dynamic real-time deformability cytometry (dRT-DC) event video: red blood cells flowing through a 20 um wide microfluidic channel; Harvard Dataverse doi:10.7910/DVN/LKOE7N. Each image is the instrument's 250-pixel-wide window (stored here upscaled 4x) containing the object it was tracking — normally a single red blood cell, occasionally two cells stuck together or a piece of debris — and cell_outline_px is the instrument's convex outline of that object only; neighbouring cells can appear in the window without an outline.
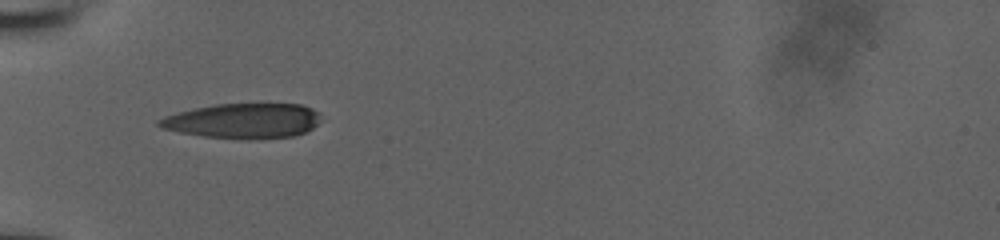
{"species": "human", "species_latin": "Homo sapiens", "temperature_condition": "room temperature", "stored_images_in_passage": 27, "camera_frame_rate_fps": 3000, "um_per_image_px": 0.085, "donor": {"sex": "male"}, "frame": {"image": 1, "passage_image": 1, "time_ms": 0.0, "image_size_px": [1000, 240], "cell_outline_px": [[320, 112], [316, 124], [308, 132], [292, 136], [204, 136], [180, 132], [164, 128], [156, 124], [156, 120], [164, 116], [196, 108], [216, 104], [300, 104], [312, 108]], "centroid_in_image_um": [20.67, 10.22], "position_along_channel_um": 64.3, "area_um2": 31.62}}
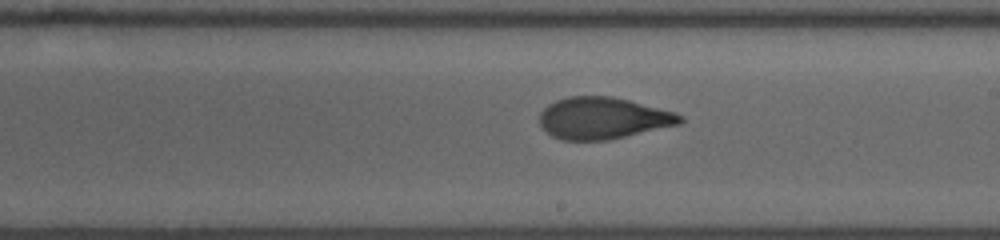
{"frame": {"image": 2, "passage_image": 17, "time_ms": 4.667, "image_size_px": [1000, 240], "cell_outline_px": [[684, 120], [680, 124], [608, 140], [564, 140], [552, 136], [540, 124], [540, 112], [548, 104], [556, 100], [568, 96], [612, 96], [676, 112], [684, 116]], "centroid_in_image_um": [51.27, 10.04], "position_along_channel_um": 237.7, "area_um2": 34.1}}
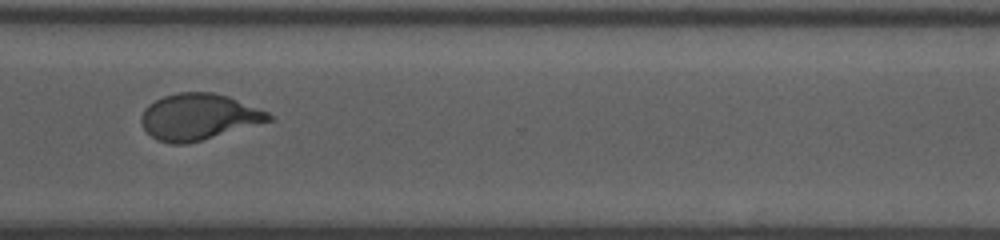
{"frame": {"image": 3, "passage_image": 26, "time_ms": 7.667, "image_size_px": [1000, 240], "cell_outline_px": [[276, 120], [188, 144], [172, 144], [156, 140], [144, 128], [140, 120], [140, 116], [144, 108], [148, 104], [164, 96], [180, 92], [212, 92], [228, 96], [268, 112]], "centroid_in_image_um": [16.89, 9.94], "position_along_channel_um": 353.7, "area_um2": 34.56}}